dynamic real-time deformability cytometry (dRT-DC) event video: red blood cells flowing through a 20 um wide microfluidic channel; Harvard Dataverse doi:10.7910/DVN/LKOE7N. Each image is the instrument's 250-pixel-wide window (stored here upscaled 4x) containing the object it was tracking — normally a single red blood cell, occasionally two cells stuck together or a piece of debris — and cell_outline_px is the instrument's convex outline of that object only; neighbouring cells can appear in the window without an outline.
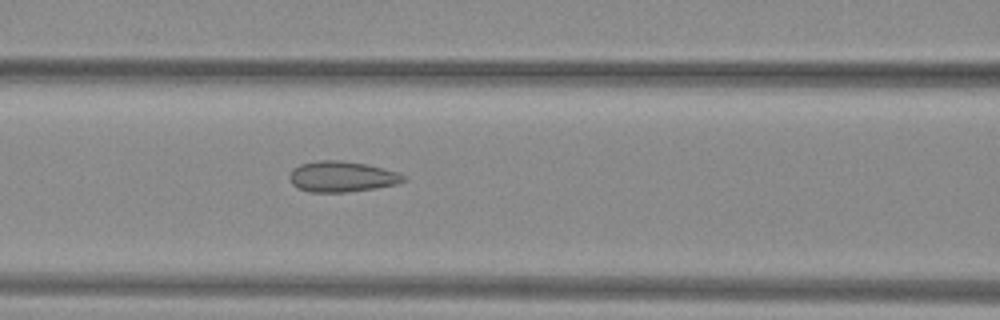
{"species": "common noctule bat (a hibernating species)", "species_latin": "Nyctalus noctula", "temperature_condition": "warm", "stored_images_in_passage": 34, "camera_frame_rate_fps": 3000, "um_per_image_px": 0.085, "animal": {"sex": "female", "body_mass_g": 29.2, "forearm_length_mm": 56.3}, "frame": {"image": 1, "passage_image": 14, "time_ms": 4.333, "image_size_px": [1000, 320], "cell_outline_px": [[408, 180], [396, 184], [376, 188], [348, 192], [308, 192], [292, 184], [288, 176], [292, 168], [300, 164], [320, 160], [340, 160], [364, 164], [396, 172], [404, 176]], "centroid_in_image_um": [29.02, 15.02], "position_along_channel_um": 137.6, "area_um2": 20.29}}
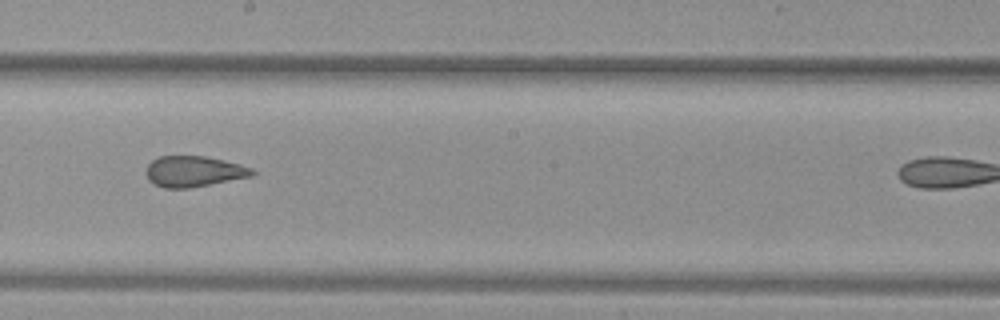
{"frame": {"image": 2, "passage_image": 21, "time_ms": 6.667, "image_size_px": [1000, 320], "cell_outline_px": [[256, 172], [252, 176], [188, 188], [164, 188], [152, 184], [148, 180], [144, 172], [148, 164], [152, 160], [160, 156], [204, 156], [224, 160], [240, 164], [252, 168]], "centroid_in_image_um": [16.43, 14.57], "position_along_channel_um": 231.8, "area_um2": 19.13}}
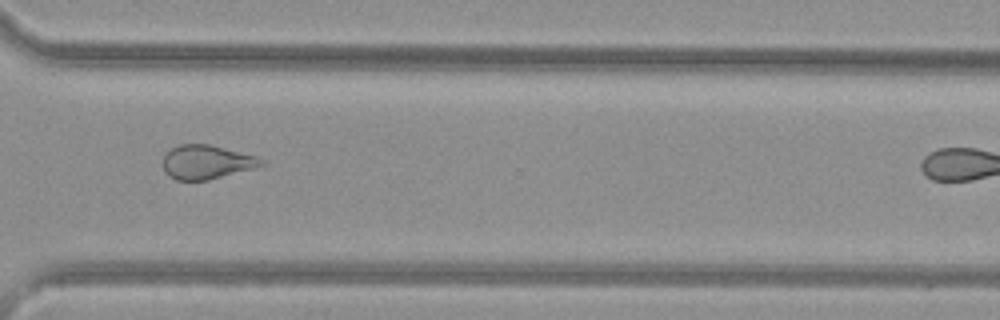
{"frame": {"image": 3, "passage_image": 30, "time_ms": 9.667, "image_size_px": [1000, 320], "cell_outline_px": [[268, 164], [256, 168], [208, 180], [176, 180], [168, 176], [164, 172], [164, 156], [168, 148], [180, 144], [208, 144], [256, 156], [264, 160]], "centroid_in_image_um": [17.56, 13.78], "position_along_channel_um": 353.0, "area_um2": 19.65}}